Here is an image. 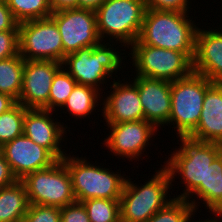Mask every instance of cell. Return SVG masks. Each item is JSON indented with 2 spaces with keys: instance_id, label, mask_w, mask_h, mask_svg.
I'll return each mask as SVG.
<instances>
[{
  "instance_id": "1",
  "label": "cell",
  "mask_w": 222,
  "mask_h": 222,
  "mask_svg": "<svg viewBox=\"0 0 222 222\" xmlns=\"http://www.w3.org/2000/svg\"><path fill=\"white\" fill-rule=\"evenodd\" d=\"M123 47L118 42H101L97 46L81 48L67 54L62 64L78 85L93 87L103 94L112 82L110 80L118 78V75L124 72L126 76H129L124 70H128L127 62H125L128 51ZM118 71L119 74L116 75Z\"/></svg>"
},
{
  "instance_id": "2",
  "label": "cell",
  "mask_w": 222,
  "mask_h": 222,
  "mask_svg": "<svg viewBox=\"0 0 222 222\" xmlns=\"http://www.w3.org/2000/svg\"><path fill=\"white\" fill-rule=\"evenodd\" d=\"M198 12L202 11L191 14L192 12L146 9L139 38L132 45H150L183 52L193 62L196 33L201 23L196 22L198 16L194 17Z\"/></svg>"
},
{
  "instance_id": "3",
  "label": "cell",
  "mask_w": 222,
  "mask_h": 222,
  "mask_svg": "<svg viewBox=\"0 0 222 222\" xmlns=\"http://www.w3.org/2000/svg\"><path fill=\"white\" fill-rule=\"evenodd\" d=\"M177 139L176 144L180 146L167 153L170 155L164 158L163 166L169 172L171 186L176 185L175 180H181L179 184L182 193L180 191L179 195L173 194L174 198L186 199L200 184H205L206 169L222 152V145L197 141L188 136Z\"/></svg>"
},
{
  "instance_id": "4",
  "label": "cell",
  "mask_w": 222,
  "mask_h": 222,
  "mask_svg": "<svg viewBox=\"0 0 222 222\" xmlns=\"http://www.w3.org/2000/svg\"><path fill=\"white\" fill-rule=\"evenodd\" d=\"M73 152L70 151L62 160L70 174L76 201L94 198L120 199L127 179L126 172L122 173L121 167L117 169V165V171L114 172L112 168L105 167L106 162L97 163L96 159L94 162L83 154L79 157L78 153L76 155Z\"/></svg>"
},
{
  "instance_id": "5",
  "label": "cell",
  "mask_w": 222,
  "mask_h": 222,
  "mask_svg": "<svg viewBox=\"0 0 222 222\" xmlns=\"http://www.w3.org/2000/svg\"><path fill=\"white\" fill-rule=\"evenodd\" d=\"M160 165L162 167L155 169L151 178L148 176V180L147 177L145 181L142 179L144 184L141 180L139 184L136 180L132 181L130 173L127 172L129 175L119 200L121 222H146L174 199L170 190L178 187L171 186L169 172L162 164Z\"/></svg>"
},
{
  "instance_id": "6",
  "label": "cell",
  "mask_w": 222,
  "mask_h": 222,
  "mask_svg": "<svg viewBox=\"0 0 222 222\" xmlns=\"http://www.w3.org/2000/svg\"><path fill=\"white\" fill-rule=\"evenodd\" d=\"M145 11L143 0H105L95 10L102 42H118L128 50L139 38Z\"/></svg>"
},
{
  "instance_id": "7",
  "label": "cell",
  "mask_w": 222,
  "mask_h": 222,
  "mask_svg": "<svg viewBox=\"0 0 222 222\" xmlns=\"http://www.w3.org/2000/svg\"><path fill=\"white\" fill-rule=\"evenodd\" d=\"M213 83L195 72L171 82V113L168 128L163 129L170 134L173 128L176 138L188 136L199 123L206 90Z\"/></svg>"
},
{
  "instance_id": "8",
  "label": "cell",
  "mask_w": 222,
  "mask_h": 222,
  "mask_svg": "<svg viewBox=\"0 0 222 222\" xmlns=\"http://www.w3.org/2000/svg\"><path fill=\"white\" fill-rule=\"evenodd\" d=\"M128 49L130 52L127 56L130 58L127 59V68L131 70L127 72L134 73L130 74L132 76L173 82L193 72V62L183 52L150 45H131Z\"/></svg>"
},
{
  "instance_id": "9",
  "label": "cell",
  "mask_w": 222,
  "mask_h": 222,
  "mask_svg": "<svg viewBox=\"0 0 222 222\" xmlns=\"http://www.w3.org/2000/svg\"><path fill=\"white\" fill-rule=\"evenodd\" d=\"M29 204L62 208L76 201L70 174L63 160L26 175L22 180Z\"/></svg>"
},
{
  "instance_id": "10",
  "label": "cell",
  "mask_w": 222,
  "mask_h": 222,
  "mask_svg": "<svg viewBox=\"0 0 222 222\" xmlns=\"http://www.w3.org/2000/svg\"><path fill=\"white\" fill-rule=\"evenodd\" d=\"M106 126L109 134H106L102 140V145L106 148H103L107 151V154L117 157L118 160H129L131 163H134L142 160L145 156V160L150 156L148 155L146 149L150 151L152 147L151 143L154 142L152 139H158L160 134L159 130L150 122L146 120L140 121H131L123 123H113V124H104ZM158 133V134H157ZM158 135V136H157ZM144 152L147 154L145 155ZM113 154V155H112ZM144 156H143V155ZM148 156V158H147ZM121 157V158H120Z\"/></svg>"
},
{
  "instance_id": "11",
  "label": "cell",
  "mask_w": 222,
  "mask_h": 222,
  "mask_svg": "<svg viewBox=\"0 0 222 222\" xmlns=\"http://www.w3.org/2000/svg\"><path fill=\"white\" fill-rule=\"evenodd\" d=\"M19 54L25 60L63 63V45L56 22L51 18L19 24Z\"/></svg>"
},
{
  "instance_id": "12",
  "label": "cell",
  "mask_w": 222,
  "mask_h": 222,
  "mask_svg": "<svg viewBox=\"0 0 222 222\" xmlns=\"http://www.w3.org/2000/svg\"><path fill=\"white\" fill-rule=\"evenodd\" d=\"M50 17L56 22L63 45V62L67 54L102 42L97 30L95 10L84 8L54 11Z\"/></svg>"
},
{
  "instance_id": "13",
  "label": "cell",
  "mask_w": 222,
  "mask_h": 222,
  "mask_svg": "<svg viewBox=\"0 0 222 222\" xmlns=\"http://www.w3.org/2000/svg\"><path fill=\"white\" fill-rule=\"evenodd\" d=\"M58 114V112L47 109L26 108L23 134L36 144L46 148L57 160H62L69 152L65 149H68L66 143L71 133L70 129L74 128L65 124L67 120L64 123L59 121L58 118L62 117V114L61 116ZM68 132L69 134H67Z\"/></svg>"
},
{
  "instance_id": "14",
  "label": "cell",
  "mask_w": 222,
  "mask_h": 222,
  "mask_svg": "<svg viewBox=\"0 0 222 222\" xmlns=\"http://www.w3.org/2000/svg\"><path fill=\"white\" fill-rule=\"evenodd\" d=\"M127 78L122 75L121 79L120 76L116 78L117 80L114 79L110 83L111 85H108L107 91L105 90L102 94V113L96 112L98 114L96 119L100 118L99 115L103 117V120H98L100 123L103 121L106 122L103 124H113L144 119V110L138 94V87L130 78Z\"/></svg>"
},
{
  "instance_id": "15",
  "label": "cell",
  "mask_w": 222,
  "mask_h": 222,
  "mask_svg": "<svg viewBox=\"0 0 222 222\" xmlns=\"http://www.w3.org/2000/svg\"><path fill=\"white\" fill-rule=\"evenodd\" d=\"M63 64L50 60H25L18 103L25 108L48 110L51 84Z\"/></svg>"
},
{
  "instance_id": "16",
  "label": "cell",
  "mask_w": 222,
  "mask_h": 222,
  "mask_svg": "<svg viewBox=\"0 0 222 222\" xmlns=\"http://www.w3.org/2000/svg\"><path fill=\"white\" fill-rule=\"evenodd\" d=\"M1 153L8 162L17 180L26 175L51 167L58 160L44 147L22 134L1 147Z\"/></svg>"
},
{
  "instance_id": "17",
  "label": "cell",
  "mask_w": 222,
  "mask_h": 222,
  "mask_svg": "<svg viewBox=\"0 0 222 222\" xmlns=\"http://www.w3.org/2000/svg\"><path fill=\"white\" fill-rule=\"evenodd\" d=\"M137 85L144 120L158 130L165 128L171 113V82L141 76H129Z\"/></svg>"
},
{
  "instance_id": "18",
  "label": "cell",
  "mask_w": 222,
  "mask_h": 222,
  "mask_svg": "<svg viewBox=\"0 0 222 222\" xmlns=\"http://www.w3.org/2000/svg\"><path fill=\"white\" fill-rule=\"evenodd\" d=\"M201 25L196 33L193 72L212 82L222 83V29L218 24L217 27H213L212 23V27Z\"/></svg>"
},
{
  "instance_id": "19",
  "label": "cell",
  "mask_w": 222,
  "mask_h": 222,
  "mask_svg": "<svg viewBox=\"0 0 222 222\" xmlns=\"http://www.w3.org/2000/svg\"><path fill=\"white\" fill-rule=\"evenodd\" d=\"M188 137L222 145V83L214 82L206 90L199 123Z\"/></svg>"
},
{
  "instance_id": "20",
  "label": "cell",
  "mask_w": 222,
  "mask_h": 222,
  "mask_svg": "<svg viewBox=\"0 0 222 222\" xmlns=\"http://www.w3.org/2000/svg\"><path fill=\"white\" fill-rule=\"evenodd\" d=\"M186 200L195 211L204 205L208 213H222V152L207 167L205 184H200Z\"/></svg>"
},
{
  "instance_id": "21",
  "label": "cell",
  "mask_w": 222,
  "mask_h": 222,
  "mask_svg": "<svg viewBox=\"0 0 222 222\" xmlns=\"http://www.w3.org/2000/svg\"><path fill=\"white\" fill-rule=\"evenodd\" d=\"M100 106V107H99ZM102 94L93 87L85 86V85H76L73 91L70 93L66 102L59 109L61 113L69 114V119L75 118L76 121L82 122V118L88 119L89 122H94L92 124L98 123L93 120H90V115H96L94 112L102 113L100 109H102ZM97 107V108H96ZM99 108V109H98ZM65 110V111H64ZM63 111V112H62ZM88 117V118H87Z\"/></svg>"
},
{
  "instance_id": "22",
  "label": "cell",
  "mask_w": 222,
  "mask_h": 222,
  "mask_svg": "<svg viewBox=\"0 0 222 222\" xmlns=\"http://www.w3.org/2000/svg\"><path fill=\"white\" fill-rule=\"evenodd\" d=\"M28 206L26 188L21 180L0 188V222H21Z\"/></svg>"
},
{
  "instance_id": "23",
  "label": "cell",
  "mask_w": 222,
  "mask_h": 222,
  "mask_svg": "<svg viewBox=\"0 0 222 222\" xmlns=\"http://www.w3.org/2000/svg\"><path fill=\"white\" fill-rule=\"evenodd\" d=\"M25 59L20 55L0 60V92L18 101L23 79Z\"/></svg>"
},
{
  "instance_id": "24",
  "label": "cell",
  "mask_w": 222,
  "mask_h": 222,
  "mask_svg": "<svg viewBox=\"0 0 222 222\" xmlns=\"http://www.w3.org/2000/svg\"><path fill=\"white\" fill-rule=\"evenodd\" d=\"M14 18L22 22L50 17L52 9L49 0H5Z\"/></svg>"
},
{
  "instance_id": "25",
  "label": "cell",
  "mask_w": 222,
  "mask_h": 222,
  "mask_svg": "<svg viewBox=\"0 0 222 222\" xmlns=\"http://www.w3.org/2000/svg\"><path fill=\"white\" fill-rule=\"evenodd\" d=\"M26 108L18 102L0 115V146L23 134Z\"/></svg>"
},
{
  "instance_id": "26",
  "label": "cell",
  "mask_w": 222,
  "mask_h": 222,
  "mask_svg": "<svg viewBox=\"0 0 222 222\" xmlns=\"http://www.w3.org/2000/svg\"><path fill=\"white\" fill-rule=\"evenodd\" d=\"M120 199L94 198L82 201L91 222H120Z\"/></svg>"
},
{
  "instance_id": "27",
  "label": "cell",
  "mask_w": 222,
  "mask_h": 222,
  "mask_svg": "<svg viewBox=\"0 0 222 222\" xmlns=\"http://www.w3.org/2000/svg\"><path fill=\"white\" fill-rule=\"evenodd\" d=\"M77 82L62 67L54 76L51 84L48 100V110L59 112V109L66 102Z\"/></svg>"
},
{
  "instance_id": "28",
  "label": "cell",
  "mask_w": 222,
  "mask_h": 222,
  "mask_svg": "<svg viewBox=\"0 0 222 222\" xmlns=\"http://www.w3.org/2000/svg\"><path fill=\"white\" fill-rule=\"evenodd\" d=\"M193 212L194 207L186 199L174 198L146 222H186Z\"/></svg>"
},
{
  "instance_id": "29",
  "label": "cell",
  "mask_w": 222,
  "mask_h": 222,
  "mask_svg": "<svg viewBox=\"0 0 222 222\" xmlns=\"http://www.w3.org/2000/svg\"><path fill=\"white\" fill-rule=\"evenodd\" d=\"M21 222H61V208L29 204Z\"/></svg>"
},
{
  "instance_id": "30",
  "label": "cell",
  "mask_w": 222,
  "mask_h": 222,
  "mask_svg": "<svg viewBox=\"0 0 222 222\" xmlns=\"http://www.w3.org/2000/svg\"><path fill=\"white\" fill-rule=\"evenodd\" d=\"M19 54V29L0 31V60Z\"/></svg>"
},
{
  "instance_id": "31",
  "label": "cell",
  "mask_w": 222,
  "mask_h": 222,
  "mask_svg": "<svg viewBox=\"0 0 222 222\" xmlns=\"http://www.w3.org/2000/svg\"><path fill=\"white\" fill-rule=\"evenodd\" d=\"M146 9L192 12L193 0H143ZM191 4V5H190Z\"/></svg>"
},
{
  "instance_id": "32",
  "label": "cell",
  "mask_w": 222,
  "mask_h": 222,
  "mask_svg": "<svg viewBox=\"0 0 222 222\" xmlns=\"http://www.w3.org/2000/svg\"><path fill=\"white\" fill-rule=\"evenodd\" d=\"M61 222H91L82 202L75 201L61 208Z\"/></svg>"
},
{
  "instance_id": "33",
  "label": "cell",
  "mask_w": 222,
  "mask_h": 222,
  "mask_svg": "<svg viewBox=\"0 0 222 222\" xmlns=\"http://www.w3.org/2000/svg\"><path fill=\"white\" fill-rule=\"evenodd\" d=\"M19 29V23L14 18L5 0H0V31Z\"/></svg>"
},
{
  "instance_id": "34",
  "label": "cell",
  "mask_w": 222,
  "mask_h": 222,
  "mask_svg": "<svg viewBox=\"0 0 222 222\" xmlns=\"http://www.w3.org/2000/svg\"><path fill=\"white\" fill-rule=\"evenodd\" d=\"M17 179L14 177L8 162L0 153V188L13 184Z\"/></svg>"
},
{
  "instance_id": "35",
  "label": "cell",
  "mask_w": 222,
  "mask_h": 222,
  "mask_svg": "<svg viewBox=\"0 0 222 222\" xmlns=\"http://www.w3.org/2000/svg\"><path fill=\"white\" fill-rule=\"evenodd\" d=\"M52 11L78 8V0H49Z\"/></svg>"
},
{
  "instance_id": "36",
  "label": "cell",
  "mask_w": 222,
  "mask_h": 222,
  "mask_svg": "<svg viewBox=\"0 0 222 222\" xmlns=\"http://www.w3.org/2000/svg\"><path fill=\"white\" fill-rule=\"evenodd\" d=\"M17 101L10 95L0 92V115L12 108Z\"/></svg>"
},
{
  "instance_id": "37",
  "label": "cell",
  "mask_w": 222,
  "mask_h": 222,
  "mask_svg": "<svg viewBox=\"0 0 222 222\" xmlns=\"http://www.w3.org/2000/svg\"><path fill=\"white\" fill-rule=\"evenodd\" d=\"M197 214H198L197 211L193 212L192 215L187 219L186 222H191V220H192V222H222V213H210L212 215L209 216V214H208L209 218L207 216H205L207 219H204L203 221L201 220V218L198 219L199 221L194 219V217H196ZM211 216H213V217H211Z\"/></svg>"
},
{
  "instance_id": "38",
  "label": "cell",
  "mask_w": 222,
  "mask_h": 222,
  "mask_svg": "<svg viewBox=\"0 0 222 222\" xmlns=\"http://www.w3.org/2000/svg\"><path fill=\"white\" fill-rule=\"evenodd\" d=\"M105 0H78V8L96 10Z\"/></svg>"
},
{
  "instance_id": "39",
  "label": "cell",
  "mask_w": 222,
  "mask_h": 222,
  "mask_svg": "<svg viewBox=\"0 0 222 222\" xmlns=\"http://www.w3.org/2000/svg\"><path fill=\"white\" fill-rule=\"evenodd\" d=\"M221 2H222V0H220ZM220 7H222V5L220 6ZM222 10V9H221ZM222 13V12H221ZM222 16V15H221ZM222 17H220V20H222L221 19ZM217 24H219V27L222 29V26H220V25H222V24H220V23H217Z\"/></svg>"
}]
</instances>
